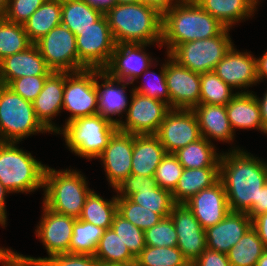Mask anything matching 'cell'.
I'll list each match as a JSON object with an SVG mask.
<instances>
[{
	"label": "cell",
	"instance_id": "obj_49",
	"mask_svg": "<svg viewBox=\"0 0 267 266\" xmlns=\"http://www.w3.org/2000/svg\"><path fill=\"white\" fill-rule=\"evenodd\" d=\"M157 181L154 176H142V175H132L130 174L127 178H124L118 185L114 188L117 193V198H129L132 194H135V188L143 187H157Z\"/></svg>",
	"mask_w": 267,
	"mask_h": 266
},
{
	"label": "cell",
	"instance_id": "obj_3",
	"mask_svg": "<svg viewBox=\"0 0 267 266\" xmlns=\"http://www.w3.org/2000/svg\"><path fill=\"white\" fill-rule=\"evenodd\" d=\"M104 15L116 44L159 45L162 41V14L154 7L136 3L114 4Z\"/></svg>",
	"mask_w": 267,
	"mask_h": 266
},
{
	"label": "cell",
	"instance_id": "obj_30",
	"mask_svg": "<svg viewBox=\"0 0 267 266\" xmlns=\"http://www.w3.org/2000/svg\"><path fill=\"white\" fill-rule=\"evenodd\" d=\"M61 11L62 0H46L23 24L33 44L61 24Z\"/></svg>",
	"mask_w": 267,
	"mask_h": 266
},
{
	"label": "cell",
	"instance_id": "obj_22",
	"mask_svg": "<svg viewBox=\"0 0 267 266\" xmlns=\"http://www.w3.org/2000/svg\"><path fill=\"white\" fill-rule=\"evenodd\" d=\"M252 227L246 212H229L216 225L205 229L207 248L227 254Z\"/></svg>",
	"mask_w": 267,
	"mask_h": 266
},
{
	"label": "cell",
	"instance_id": "obj_2",
	"mask_svg": "<svg viewBox=\"0 0 267 266\" xmlns=\"http://www.w3.org/2000/svg\"><path fill=\"white\" fill-rule=\"evenodd\" d=\"M226 27L194 0H178L162 14L161 46L167 54L176 46L219 35Z\"/></svg>",
	"mask_w": 267,
	"mask_h": 266
},
{
	"label": "cell",
	"instance_id": "obj_32",
	"mask_svg": "<svg viewBox=\"0 0 267 266\" xmlns=\"http://www.w3.org/2000/svg\"><path fill=\"white\" fill-rule=\"evenodd\" d=\"M103 14L84 0H62L61 24L75 35L91 27Z\"/></svg>",
	"mask_w": 267,
	"mask_h": 266
},
{
	"label": "cell",
	"instance_id": "obj_46",
	"mask_svg": "<svg viewBox=\"0 0 267 266\" xmlns=\"http://www.w3.org/2000/svg\"><path fill=\"white\" fill-rule=\"evenodd\" d=\"M27 258L43 263V266H99V261L92 255L84 254H57L51 257Z\"/></svg>",
	"mask_w": 267,
	"mask_h": 266
},
{
	"label": "cell",
	"instance_id": "obj_16",
	"mask_svg": "<svg viewBox=\"0 0 267 266\" xmlns=\"http://www.w3.org/2000/svg\"><path fill=\"white\" fill-rule=\"evenodd\" d=\"M170 217L177 232V247L183 257L194 262L207 248L205 229L186 204H175Z\"/></svg>",
	"mask_w": 267,
	"mask_h": 266
},
{
	"label": "cell",
	"instance_id": "obj_28",
	"mask_svg": "<svg viewBox=\"0 0 267 266\" xmlns=\"http://www.w3.org/2000/svg\"><path fill=\"white\" fill-rule=\"evenodd\" d=\"M219 181V167L184 168L177 186L172 191L175 204H185L202 189L209 188Z\"/></svg>",
	"mask_w": 267,
	"mask_h": 266
},
{
	"label": "cell",
	"instance_id": "obj_23",
	"mask_svg": "<svg viewBox=\"0 0 267 266\" xmlns=\"http://www.w3.org/2000/svg\"><path fill=\"white\" fill-rule=\"evenodd\" d=\"M53 71L47 66L35 44L25 51L5 57L0 61V84L24 76H49Z\"/></svg>",
	"mask_w": 267,
	"mask_h": 266
},
{
	"label": "cell",
	"instance_id": "obj_61",
	"mask_svg": "<svg viewBox=\"0 0 267 266\" xmlns=\"http://www.w3.org/2000/svg\"><path fill=\"white\" fill-rule=\"evenodd\" d=\"M258 3H260L259 0H249V6L251 7L254 13L257 10L256 6L259 5Z\"/></svg>",
	"mask_w": 267,
	"mask_h": 266
},
{
	"label": "cell",
	"instance_id": "obj_21",
	"mask_svg": "<svg viewBox=\"0 0 267 266\" xmlns=\"http://www.w3.org/2000/svg\"><path fill=\"white\" fill-rule=\"evenodd\" d=\"M64 72L53 71L44 83L43 89L32 102L35 116L41 125L48 131L59 133V126L52 120L63 107ZM53 118V119H52Z\"/></svg>",
	"mask_w": 267,
	"mask_h": 266
},
{
	"label": "cell",
	"instance_id": "obj_52",
	"mask_svg": "<svg viewBox=\"0 0 267 266\" xmlns=\"http://www.w3.org/2000/svg\"><path fill=\"white\" fill-rule=\"evenodd\" d=\"M267 213V182L260 189L258 195V201H256L252 207L246 212V214L253 220L260 214Z\"/></svg>",
	"mask_w": 267,
	"mask_h": 266
},
{
	"label": "cell",
	"instance_id": "obj_58",
	"mask_svg": "<svg viewBox=\"0 0 267 266\" xmlns=\"http://www.w3.org/2000/svg\"><path fill=\"white\" fill-rule=\"evenodd\" d=\"M90 6L101 10L105 13L109 8H111L115 4V0H84Z\"/></svg>",
	"mask_w": 267,
	"mask_h": 266
},
{
	"label": "cell",
	"instance_id": "obj_39",
	"mask_svg": "<svg viewBox=\"0 0 267 266\" xmlns=\"http://www.w3.org/2000/svg\"><path fill=\"white\" fill-rule=\"evenodd\" d=\"M237 92L223 82L214 71L200 73L199 104H215L226 106Z\"/></svg>",
	"mask_w": 267,
	"mask_h": 266
},
{
	"label": "cell",
	"instance_id": "obj_18",
	"mask_svg": "<svg viewBox=\"0 0 267 266\" xmlns=\"http://www.w3.org/2000/svg\"><path fill=\"white\" fill-rule=\"evenodd\" d=\"M133 134L117 130L98 157L103 163L109 184L115 188L131 174Z\"/></svg>",
	"mask_w": 267,
	"mask_h": 266
},
{
	"label": "cell",
	"instance_id": "obj_54",
	"mask_svg": "<svg viewBox=\"0 0 267 266\" xmlns=\"http://www.w3.org/2000/svg\"><path fill=\"white\" fill-rule=\"evenodd\" d=\"M178 0H138V2L156 8L161 14L169 10Z\"/></svg>",
	"mask_w": 267,
	"mask_h": 266
},
{
	"label": "cell",
	"instance_id": "obj_48",
	"mask_svg": "<svg viewBox=\"0 0 267 266\" xmlns=\"http://www.w3.org/2000/svg\"><path fill=\"white\" fill-rule=\"evenodd\" d=\"M48 76H24L12 80L7 86L29 102H33L43 89Z\"/></svg>",
	"mask_w": 267,
	"mask_h": 266
},
{
	"label": "cell",
	"instance_id": "obj_31",
	"mask_svg": "<svg viewBox=\"0 0 267 266\" xmlns=\"http://www.w3.org/2000/svg\"><path fill=\"white\" fill-rule=\"evenodd\" d=\"M173 154L178 158L183 168L187 169L219 167V159L221 156V153H217L213 143H210L204 137L178 149Z\"/></svg>",
	"mask_w": 267,
	"mask_h": 266
},
{
	"label": "cell",
	"instance_id": "obj_13",
	"mask_svg": "<svg viewBox=\"0 0 267 266\" xmlns=\"http://www.w3.org/2000/svg\"><path fill=\"white\" fill-rule=\"evenodd\" d=\"M155 135L166 153H175L202 137L195 113L186 109H171Z\"/></svg>",
	"mask_w": 267,
	"mask_h": 266
},
{
	"label": "cell",
	"instance_id": "obj_12",
	"mask_svg": "<svg viewBox=\"0 0 267 266\" xmlns=\"http://www.w3.org/2000/svg\"><path fill=\"white\" fill-rule=\"evenodd\" d=\"M130 92L126 120L118 125V130L133 135L156 134L171 108L161 100L133 91V88Z\"/></svg>",
	"mask_w": 267,
	"mask_h": 266
},
{
	"label": "cell",
	"instance_id": "obj_20",
	"mask_svg": "<svg viewBox=\"0 0 267 266\" xmlns=\"http://www.w3.org/2000/svg\"><path fill=\"white\" fill-rule=\"evenodd\" d=\"M185 204L204 229L216 225L230 212L226 192L220 180L193 195Z\"/></svg>",
	"mask_w": 267,
	"mask_h": 266
},
{
	"label": "cell",
	"instance_id": "obj_24",
	"mask_svg": "<svg viewBox=\"0 0 267 266\" xmlns=\"http://www.w3.org/2000/svg\"><path fill=\"white\" fill-rule=\"evenodd\" d=\"M98 79L104 80L101 84ZM131 83L117 80L110 77L105 71H101L96 76V89L98 92V114H101L105 119L119 125L123 120L113 118L114 115L120 116L127 113L128 100L126 88ZM122 86V87H121Z\"/></svg>",
	"mask_w": 267,
	"mask_h": 266
},
{
	"label": "cell",
	"instance_id": "obj_8",
	"mask_svg": "<svg viewBox=\"0 0 267 266\" xmlns=\"http://www.w3.org/2000/svg\"><path fill=\"white\" fill-rule=\"evenodd\" d=\"M229 31V28H225L215 37L185 42L174 47L167 55L179 66L191 71H214L216 65L234 45Z\"/></svg>",
	"mask_w": 267,
	"mask_h": 266
},
{
	"label": "cell",
	"instance_id": "obj_1",
	"mask_svg": "<svg viewBox=\"0 0 267 266\" xmlns=\"http://www.w3.org/2000/svg\"><path fill=\"white\" fill-rule=\"evenodd\" d=\"M233 148L220 156L219 180L230 211L247 212L258 201L260 189L267 182V163L243 149Z\"/></svg>",
	"mask_w": 267,
	"mask_h": 266
},
{
	"label": "cell",
	"instance_id": "obj_59",
	"mask_svg": "<svg viewBox=\"0 0 267 266\" xmlns=\"http://www.w3.org/2000/svg\"><path fill=\"white\" fill-rule=\"evenodd\" d=\"M256 266H267V249L263 252L258 259Z\"/></svg>",
	"mask_w": 267,
	"mask_h": 266
},
{
	"label": "cell",
	"instance_id": "obj_17",
	"mask_svg": "<svg viewBox=\"0 0 267 266\" xmlns=\"http://www.w3.org/2000/svg\"><path fill=\"white\" fill-rule=\"evenodd\" d=\"M42 219L35 229L49 257L69 253L75 218L59 214L43 204Z\"/></svg>",
	"mask_w": 267,
	"mask_h": 266
},
{
	"label": "cell",
	"instance_id": "obj_43",
	"mask_svg": "<svg viewBox=\"0 0 267 266\" xmlns=\"http://www.w3.org/2000/svg\"><path fill=\"white\" fill-rule=\"evenodd\" d=\"M146 246L176 247L178 238L171 217L162 218L156 225L144 231Z\"/></svg>",
	"mask_w": 267,
	"mask_h": 266
},
{
	"label": "cell",
	"instance_id": "obj_27",
	"mask_svg": "<svg viewBox=\"0 0 267 266\" xmlns=\"http://www.w3.org/2000/svg\"><path fill=\"white\" fill-rule=\"evenodd\" d=\"M253 91H238L226 105L228 119L235 133V129H257L264 133L260 106Z\"/></svg>",
	"mask_w": 267,
	"mask_h": 266
},
{
	"label": "cell",
	"instance_id": "obj_56",
	"mask_svg": "<svg viewBox=\"0 0 267 266\" xmlns=\"http://www.w3.org/2000/svg\"><path fill=\"white\" fill-rule=\"evenodd\" d=\"M6 194H10V192L0 183V225L5 227L7 224V212H6Z\"/></svg>",
	"mask_w": 267,
	"mask_h": 266
},
{
	"label": "cell",
	"instance_id": "obj_57",
	"mask_svg": "<svg viewBox=\"0 0 267 266\" xmlns=\"http://www.w3.org/2000/svg\"><path fill=\"white\" fill-rule=\"evenodd\" d=\"M257 101L260 106L261 119L264 127V134H267V91L264 93L263 98L257 96Z\"/></svg>",
	"mask_w": 267,
	"mask_h": 266
},
{
	"label": "cell",
	"instance_id": "obj_10",
	"mask_svg": "<svg viewBox=\"0 0 267 266\" xmlns=\"http://www.w3.org/2000/svg\"><path fill=\"white\" fill-rule=\"evenodd\" d=\"M47 66L55 72H78L88 69L79 59L76 35L60 24L34 43Z\"/></svg>",
	"mask_w": 267,
	"mask_h": 266
},
{
	"label": "cell",
	"instance_id": "obj_9",
	"mask_svg": "<svg viewBox=\"0 0 267 266\" xmlns=\"http://www.w3.org/2000/svg\"><path fill=\"white\" fill-rule=\"evenodd\" d=\"M101 69L64 72L63 107L70 112L65 124L79 117L98 114L96 76Z\"/></svg>",
	"mask_w": 267,
	"mask_h": 266
},
{
	"label": "cell",
	"instance_id": "obj_6",
	"mask_svg": "<svg viewBox=\"0 0 267 266\" xmlns=\"http://www.w3.org/2000/svg\"><path fill=\"white\" fill-rule=\"evenodd\" d=\"M118 126L101 114L76 118L66 123L59 133L63 134L67 147L80 158H98ZM61 132V133H60Z\"/></svg>",
	"mask_w": 267,
	"mask_h": 266
},
{
	"label": "cell",
	"instance_id": "obj_14",
	"mask_svg": "<svg viewBox=\"0 0 267 266\" xmlns=\"http://www.w3.org/2000/svg\"><path fill=\"white\" fill-rule=\"evenodd\" d=\"M167 58L165 79L170 108L192 110L200 101V73L179 66L168 55Z\"/></svg>",
	"mask_w": 267,
	"mask_h": 266
},
{
	"label": "cell",
	"instance_id": "obj_50",
	"mask_svg": "<svg viewBox=\"0 0 267 266\" xmlns=\"http://www.w3.org/2000/svg\"><path fill=\"white\" fill-rule=\"evenodd\" d=\"M0 263L2 266H43V263L31 260L23 254L0 247Z\"/></svg>",
	"mask_w": 267,
	"mask_h": 266
},
{
	"label": "cell",
	"instance_id": "obj_45",
	"mask_svg": "<svg viewBox=\"0 0 267 266\" xmlns=\"http://www.w3.org/2000/svg\"><path fill=\"white\" fill-rule=\"evenodd\" d=\"M161 70L159 74H156L154 71H150L148 68L147 70H145L142 75L144 74V76L152 75L150 77H154L153 79H155L156 82L154 83H149L148 85L145 83H142L140 86H136L135 88H133V91L148 96L152 99H156V100H161L163 102H165L166 104L169 105L170 107V95L168 92V87L166 84V63L160 67ZM148 75V76H149ZM152 79V78H151Z\"/></svg>",
	"mask_w": 267,
	"mask_h": 266
},
{
	"label": "cell",
	"instance_id": "obj_47",
	"mask_svg": "<svg viewBox=\"0 0 267 266\" xmlns=\"http://www.w3.org/2000/svg\"><path fill=\"white\" fill-rule=\"evenodd\" d=\"M46 0H9L3 17L10 22L24 24Z\"/></svg>",
	"mask_w": 267,
	"mask_h": 266
},
{
	"label": "cell",
	"instance_id": "obj_25",
	"mask_svg": "<svg viewBox=\"0 0 267 266\" xmlns=\"http://www.w3.org/2000/svg\"><path fill=\"white\" fill-rule=\"evenodd\" d=\"M192 111L195 113L202 137L210 143L211 139L231 142L234 131L231 128L226 106L215 104H199Z\"/></svg>",
	"mask_w": 267,
	"mask_h": 266
},
{
	"label": "cell",
	"instance_id": "obj_60",
	"mask_svg": "<svg viewBox=\"0 0 267 266\" xmlns=\"http://www.w3.org/2000/svg\"><path fill=\"white\" fill-rule=\"evenodd\" d=\"M9 0H0V16H3L7 10Z\"/></svg>",
	"mask_w": 267,
	"mask_h": 266
},
{
	"label": "cell",
	"instance_id": "obj_41",
	"mask_svg": "<svg viewBox=\"0 0 267 266\" xmlns=\"http://www.w3.org/2000/svg\"><path fill=\"white\" fill-rule=\"evenodd\" d=\"M117 212L142 231L153 227L162 219L159 214L132 202L129 198H117Z\"/></svg>",
	"mask_w": 267,
	"mask_h": 266
},
{
	"label": "cell",
	"instance_id": "obj_34",
	"mask_svg": "<svg viewBox=\"0 0 267 266\" xmlns=\"http://www.w3.org/2000/svg\"><path fill=\"white\" fill-rule=\"evenodd\" d=\"M94 257L99 262L134 266L136 258L112 228L104 231L98 242Z\"/></svg>",
	"mask_w": 267,
	"mask_h": 266
},
{
	"label": "cell",
	"instance_id": "obj_29",
	"mask_svg": "<svg viewBox=\"0 0 267 266\" xmlns=\"http://www.w3.org/2000/svg\"><path fill=\"white\" fill-rule=\"evenodd\" d=\"M226 28L253 16L249 0H194Z\"/></svg>",
	"mask_w": 267,
	"mask_h": 266
},
{
	"label": "cell",
	"instance_id": "obj_64",
	"mask_svg": "<svg viewBox=\"0 0 267 266\" xmlns=\"http://www.w3.org/2000/svg\"><path fill=\"white\" fill-rule=\"evenodd\" d=\"M183 266H197L195 262L187 261Z\"/></svg>",
	"mask_w": 267,
	"mask_h": 266
},
{
	"label": "cell",
	"instance_id": "obj_4",
	"mask_svg": "<svg viewBox=\"0 0 267 266\" xmlns=\"http://www.w3.org/2000/svg\"><path fill=\"white\" fill-rule=\"evenodd\" d=\"M72 169L47 166L44 175L43 204L52 211L79 219L86 198L92 191L86 177Z\"/></svg>",
	"mask_w": 267,
	"mask_h": 266
},
{
	"label": "cell",
	"instance_id": "obj_55",
	"mask_svg": "<svg viewBox=\"0 0 267 266\" xmlns=\"http://www.w3.org/2000/svg\"><path fill=\"white\" fill-rule=\"evenodd\" d=\"M256 68L258 81L261 82L264 78L267 79V50L261 57L256 58Z\"/></svg>",
	"mask_w": 267,
	"mask_h": 266
},
{
	"label": "cell",
	"instance_id": "obj_36",
	"mask_svg": "<svg viewBox=\"0 0 267 266\" xmlns=\"http://www.w3.org/2000/svg\"><path fill=\"white\" fill-rule=\"evenodd\" d=\"M129 199L159 214L162 218L169 217L172 207L175 205L172 192L159 186L135 188V194H132Z\"/></svg>",
	"mask_w": 267,
	"mask_h": 266
},
{
	"label": "cell",
	"instance_id": "obj_37",
	"mask_svg": "<svg viewBox=\"0 0 267 266\" xmlns=\"http://www.w3.org/2000/svg\"><path fill=\"white\" fill-rule=\"evenodd\" d=\"M104 231V228L76 219L73 224V235L70 241L69 253L94 256Z\"/></svg>",
	"mask_w": 267,
	"mask_h": 266
},
{
	"label": "cell",
	"instance_id": "obj_5",
	"mask_svg": "<svg viewBox=\"0 0 267 266\" xmlns=\"http://www.w3.org/2000/svg\"><path fill=\"white\" fill-rule=\"evenodd\" d=\"M19 142L0 141V183L10 193H29L44 188L47 166L31 153L19 149Z\"/></svg>",
	"mask_w": 267,
	"mask_h": 266
},
{
	"label": "cell",
	"instance_id": "obj_15",
	"mask_svg": "<svg viewBox=\"0 0 267 266\" xmlns=\"http://www.w3.org/2000/svg\"><path fill=\"white\" fill-rule=\"evenodd\" d=\"M148 45L151 44H116L111 60L103 71L114 79L133 84L154 62V58L145 51Z\"/></svg>",
	"mask_w": 267,
	"mask_h": 266
},
{
	"label": "cell",
	"instance_id": "obj_35",
	"mask_svg": "<svg viewBox=\"0 0 267 266\" xmlns=\"http://www.w3.org/2000/svg\"><path fill=\"white\" fill-rule=\"evenodd\" d=\"M265 250L257 231L251 227L227 253L230 266H256Z\"/></svg>",
	"mask_w": 267,
	"mask_h": 266
},
{
	"label": "cell",
	"instance_id": "obj_53",
	"mask_svg": "<svg viewBox=\"0 0 267 266\" xmlns=\"http://www.w3.org/2000/svg\"><path fill=\"white\" fill-rule=\"evenodd\" d=\"M252 227L257 231L259 238L267 249V213L256 216L252 220Z\"/></svg>",
	"mask_w": 267,
	"mask_h": 266
},
{
	"label": "cell",
	"instance_id": "obj_26",
	"mask_svg": "<svg viewBox=\"0 0 267 266\" xmlns=\"http://www.w3.org/2000/svg\"><path fill=\"white\" fill-rule=\"evenodd\" d=\"M166 151L155 134L133 135L132 175L154 176Z\"/></svg>",
	"mask_w": 267,
	"mask_h": 266
},
{
	"label": "cell",
	"instance_id": "obj_63",
	"mask_svg": "<svg viewBox=\"0 0 267 266\" xmlns=\"http://www.w3.org/2000/svg\"><path fill=\"white\" fill-rule=\"evenodd\" d=\"M99 266H126L123 264H114V263H104V262H99Z\"/></svg>",
	"mask_w": 267,
	"mask_h": 266
},
{
	"label": "cell",
	"instance_id": "obj_7",
	"mask_svg": "<svg viewBox=\"0 0 267 266\" xmlns=\"http://www.w3.org/2000/svg\"><path fill=\"white\" fill-rule=\"evenodd\" d=\"M48 132L37 120L32 102L0 84V141L21 142L37 133Z\"/></svg>",
	"mask_w": 267,
	"mask_h": 266
},
{
	"label": "cell",
	"instance_id": "obj_33",
	"mask_svg": "<svg viewBox=\"0 0 267 266\" xmlns=\"http://www.w3.org/2000/svg\"><path fill=\"white\" fill-rule=\"evenodd\" d=\"M116 213V195L108 201L92 190L86 198L79 219L106 230L111 228Z\"/></svg>",
	"mask_w": 267,
	"mask_h": 266
},
{
	"label": "cell",
	"instance_id": "obj_51",
	"mask_svg": "<svg viewBox=\"0 0 267 266\" xmlns=\"http://www.w3.org/2000/svg\"><path fill=\"white\" fill-rule=\"evenodd\" d=\"M194 262L197 266H230L227 254L208 248Z\"/></svg>",
	"mask_w": 267,
	"mask_h": 266
},
{
	"label": "cell",
	"instance_id": "obj_44",
	"mask_svg": "<svg viewBox=\"0 0 267 266\" xmlns=\"http://www.w3.org/2000/svg\"><path fill=\"white\" fill-rule=\"evenodd\" d=\"M183 166L173 153H167L156 168L154 179L159 187L173 191L178 184Z\"/></svg>",
	"mask_w": 267,
	"mask_h": 266
},
{
	"label": "cell",
	"instance_id": "obj_62",
	"mask_svg": "<svg viewBox=\"0 0 267 266\" xmlns=\"http://www.w3.org/2000/svg\"><path fill=\"white\" fill-rule=\"evenodd\" d=\"M138 0H115V4L136 3Z\"/></svg>",
	"mask_w": 267,
	"mask_h": 266
},
{
	"label": "cell",
	"instance_id": "obj_38",
	"mask_svg": "<svg viewBox=\"0 0 267 266\" xmlns=\"http://www.w3.org/2000/svg\"><path fill=\"white\" fill-rule=\"evenodd\" d=\"M32 44L22 24L10 22L0 16V61L7 56L25 51Z\"/></svg>",
	"mask_w": 267,
	"mask_h": 266
},
{
	"label": "cell",
	"instance_id": "obj_19",
	"mask_svg": "<svg viewBox=\"0 0 267 266\" xmlns=\"http://www.w3.org/2000/svg\"><path fill=\"white\" fill-rule=\"evenodd\" d=\"M234 45L216 65L214 72L232 89H245L259 83L256 57L251 52H240Z\"/></svg>",
	"mask_w": 267,
	"mask_h": 266
},
{
	"label": "cell",
	"instance_id": "obj_42",
	"mask_svg": "<svg viewBox=\"0 0 267 266\" xmlns=\"http://www.w3.org/2000/svg\"><path fill=\"white\" fill-rule=\"evenodd\" d=\"M111 228L135 258L146 247L144 231L125 219L118 212L114 216Z\"/></svg>",
	"mask_w": 267,
	"mask_h": 266
},
{
	"label": "cell",
	"instance_id": "obj_40",
	"mask_svg": "<svg viewBox=\"0 0 267 266\" xmlns=\"http://www.w3.org/2000/svg\"><path fill=\"white\" fill-rule=\"evenodd\" d=\"M186 262L177 246H146L136 257L134 266H183Z\"/></svg>",
	"mask_w": 267,
	"mask_h": 266
},
{
	"label": "cell",
	"instance_id": "obj_11",
	"mask_svg": "<svg viewBox=\"0 0 267 266\" xmlns=\"http://www.w3.org/2000/svg\"><path fill=\"white\" fill-rule=\"evenodd\" d=\"M115 45L104 14L91 27L76 35L78 59L88 69L103 70L111 60Z\"/></svg>",
	"mask_w": 267,
	"mask_h": 266
}]
</instances>
